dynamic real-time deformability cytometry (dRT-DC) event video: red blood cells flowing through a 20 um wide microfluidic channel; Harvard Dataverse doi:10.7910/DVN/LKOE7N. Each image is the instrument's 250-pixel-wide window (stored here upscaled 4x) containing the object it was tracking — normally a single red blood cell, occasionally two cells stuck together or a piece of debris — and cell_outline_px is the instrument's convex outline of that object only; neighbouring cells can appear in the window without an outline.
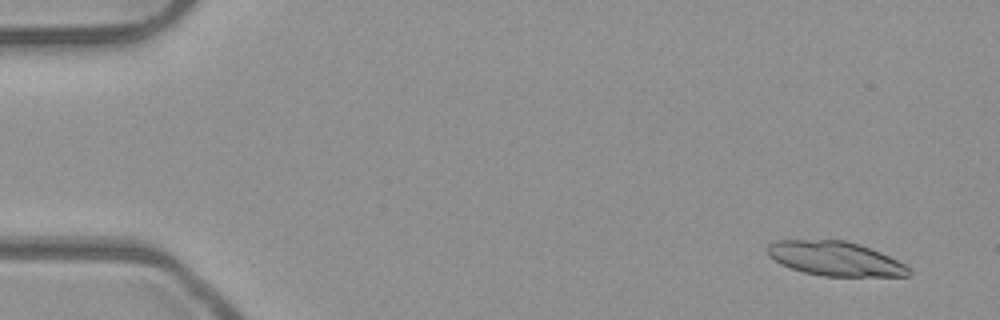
{"species": "common noctule bat (a hibernating species)", "species_latin": "Nyctalus noctula", "temperature_condition": "room temperature", "stored_images_in_passage": 54, "segment_of_instrument_passage": [1, 2], "camera_frame_rate_fps": 3000, "um_per_image_px": 0.085, "animal": {"sex": "male", "body_mass_g": 23.1, "forearm_length_mm": 52.7}, "frame": {"image": 1, "passage_image": 4, "time_ms": 1.0, "image_size_px": [1000, 320], "cell_outline_px": [[908, 276], [820, 276], [804, 272], [780, 264], [768, 256], [768, 244], [776, 240], [844, 240], [860, 244], [880, 252], [904, 264], [908, 268]], "centroid_in_image_um": [70.94, 21.98], "position_along_channel_um": 14.1, "area_um2": 28.03}}